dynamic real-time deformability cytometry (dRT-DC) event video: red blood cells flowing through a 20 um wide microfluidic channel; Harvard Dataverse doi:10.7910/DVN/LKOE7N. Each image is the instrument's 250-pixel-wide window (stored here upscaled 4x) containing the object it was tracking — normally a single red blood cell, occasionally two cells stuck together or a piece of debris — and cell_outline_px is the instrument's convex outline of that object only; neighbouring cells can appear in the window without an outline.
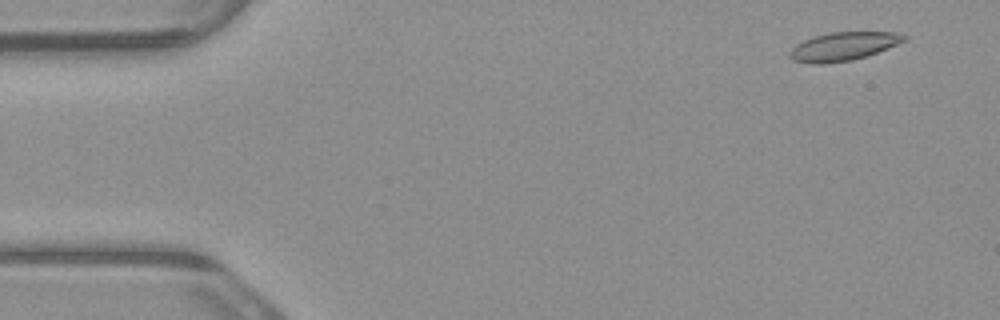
{"species": "common noctule bat (a hibernating species)", "species_latin": "Nyctalus noctula", "temperature_condition": "warm", "stored_images_in_passage": 4, "camera_frame_rate_fps": 3000, "um_per_image_px": 0.085, "animal": {"sex": "male", "body_mass_g": 23.1, "forearm_length_mm": 52.7}, "frame": {"image": 1, "passage_image": 1, "time_ms": 0.0, "image_size_px": [1000, 320], "cell_outline_px": [[908, 40], [888, 48], [852, 60], [824, 64], [808, 64], [792, 60], [788, 56], [788, 52], [796, 44], [804, 40], [828, 32], [896, 32], [908, 36]], "centroid_in_image_um": [71.66, 3.95], "position_along_channel_um": 13.3, "area_um2": 19.07}}
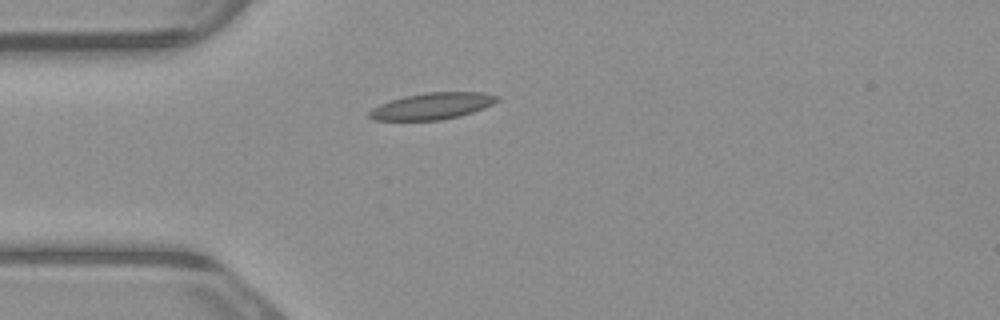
{"frame": {"image": 2, "passage_image": 4, "time_ms": 1.0, "image_size_px": [1000, 320], "cell_outline_px": [[500, 100], [484, 108], [460, 116], [440, 120], [372, 120], [368, 116], [368, 112], [372, 108], [380, 104], [404, 96], [424, 92], [484, 92], [500, 96]], "centroid_in_image_um": [36.75, 9.01], "position_along_channel_um": 48.2, "area_um2": 19.88}}